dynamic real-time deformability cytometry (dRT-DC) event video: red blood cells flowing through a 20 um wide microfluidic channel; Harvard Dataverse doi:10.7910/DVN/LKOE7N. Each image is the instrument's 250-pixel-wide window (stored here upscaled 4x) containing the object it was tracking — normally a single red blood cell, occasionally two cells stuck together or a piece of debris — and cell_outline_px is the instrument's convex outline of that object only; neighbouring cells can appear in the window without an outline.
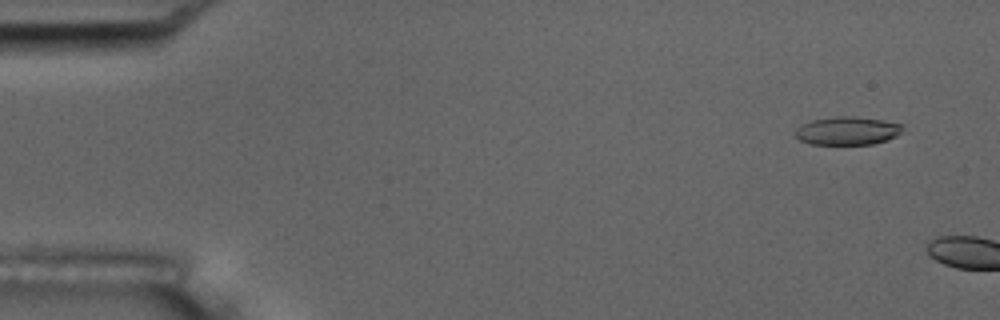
{"species": "common noctule bat (a hibernating species)", "species_latin": "Nyctalus noctula", "temperature_condition": "room temperature", "stored_images_in_passage": 2, "camera_frame_rate_fps": 3000, "um_per_image_px": 0.085, "animal": {"sex": "male", "body_mass_g": 17.5, "forearm_length_mm": 52.3}, "frame": {"image": 1, "passage_image": 1, "time_ms": 0.0, "image_size_px": [1000, 320], "cell_outline_px": [[904, 124], [900, 132], [896, 136], [888, 140], [872, 144], [808, 144], [800, 140], [796, 136], [796, 128], [800, 124], [812, 120], [836, 116], [856, 116]], "centroid_in_image_um": [72.01, 11.11], "position_along_channel_um": 13.0, "area_um2": 17.69}}